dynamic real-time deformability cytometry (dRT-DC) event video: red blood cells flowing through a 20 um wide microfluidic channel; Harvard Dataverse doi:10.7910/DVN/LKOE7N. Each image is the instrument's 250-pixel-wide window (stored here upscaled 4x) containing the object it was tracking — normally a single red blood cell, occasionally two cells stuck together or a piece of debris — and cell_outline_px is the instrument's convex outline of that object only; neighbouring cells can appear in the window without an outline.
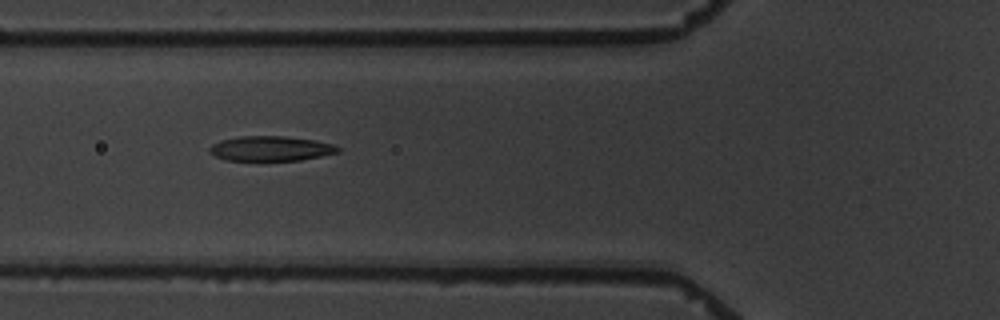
{"species": "common noctule bat (a hibernating species)", "species_latin": "Nyctalus noctula", "temperature_condition": "warm", "stored_images_in_passage": 5, "camera_frame_rate_fps": 3000, "um_per_image_px": 0.085, "animal": {"sex": "male", "body_mass_g": 19.5, "forearm_length_mm": 54.6}, "frame": {"image": 1, "passage_image": 5, "time_ms": 5.333, "image_size_px": [1000, 320], "cell_outline_px": [[340, 152], [300, 160], [224, 160], [208, 152], [208, 148], [212, 144], [220, 140], [240, 136], [284, 136], [312, 140], [332, 144], [340, 148]], "centroid_in_image_um": [22.97, 12.62], "position_along_channel_um": 102.8, "area_um2": 18.5}}